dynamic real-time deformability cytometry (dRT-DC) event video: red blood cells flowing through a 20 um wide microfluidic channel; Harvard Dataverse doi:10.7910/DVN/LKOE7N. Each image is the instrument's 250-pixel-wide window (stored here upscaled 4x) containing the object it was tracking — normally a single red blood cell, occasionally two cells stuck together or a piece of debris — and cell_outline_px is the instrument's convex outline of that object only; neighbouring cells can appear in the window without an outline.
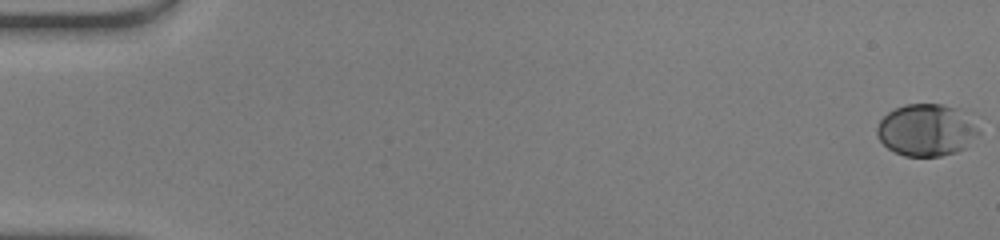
{"species": "human", "species_latin": "Homo sapiens", "temperature_condition": "warm", "stored_images_in_passage": 51, "camera_frame_rate_fps": 3000, "um_per_image_px": 0.085, "donor": {"sex": "male"}, "frame": {"image": 1, "passage_image": 1, "time_ms": 0.0, "image_size_px": [1000, 240], "cell_outline_px": [[980, 132], [964, 148], [956, 152], [940, 156], [904, 156], [888, 148], [880, 140], [876, 132], [876, 128], [880, 120], [888, 112], [904, 104], [940, 104], [956, 108]], "centroid_in_image_um": [78.67, 11.07], "position_along_channel_um": 6.3, "area_um2": 30.17}}
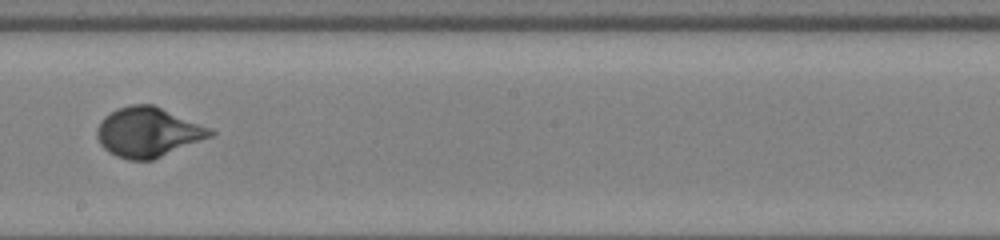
{"frame": {"image": 2, "passage_image": 30, "time_ms": 9.667, "image_size_px": [1000, 240], "cell_outline_px": [[216, 132], [212, 136], [152, 160], [128, 160], [116, 156], [108, 152], [100, 144], [96, 136], [96, 128], [100, 120], [104, 116], [116, 108], [132, 104], [152, 104], [212, 128]], "centroid_in_image_um": [12.55, 11.23], "position_along_channel_um": 235.6, "area_um2": 32.95}}
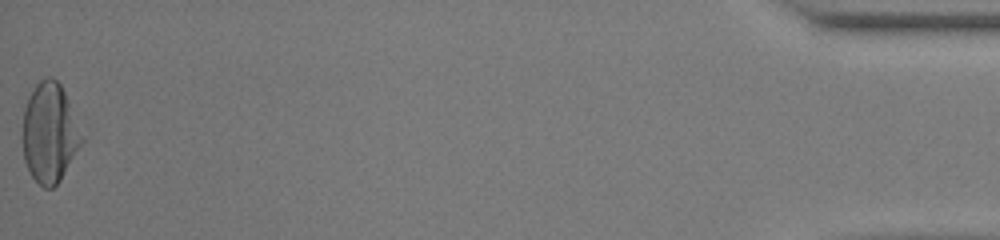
{"frame": {"image": 3, "passage_image": 51, "time_ms": 16.667, "image_size_px": [1000, 240], "cell_outline_px": [[84, 140], [60, 180], [52, 188], [44, 188], [32, 176], [24, 160], [20, 136], [24, 108], [28, 96], [36, 84], [40, 80], [48, 76], [52, 76], [60, 84], [64, 92]], "centroid_in_image_um": [4.16, 11.29], "position_along_channel_um": 431.0, "area_um2": 34.33}, "authors_computed_cell_mechanics": {"area_um2": 30.5762, "velocity_mm_per_s": 4.1701, "shape_relaxation_time_tau1_ms": 3.2686, "shape_relaxation_time_tau2_ms": null, "deformation_change_tau1": 0.1742, "deformation_change_tau2": null}}